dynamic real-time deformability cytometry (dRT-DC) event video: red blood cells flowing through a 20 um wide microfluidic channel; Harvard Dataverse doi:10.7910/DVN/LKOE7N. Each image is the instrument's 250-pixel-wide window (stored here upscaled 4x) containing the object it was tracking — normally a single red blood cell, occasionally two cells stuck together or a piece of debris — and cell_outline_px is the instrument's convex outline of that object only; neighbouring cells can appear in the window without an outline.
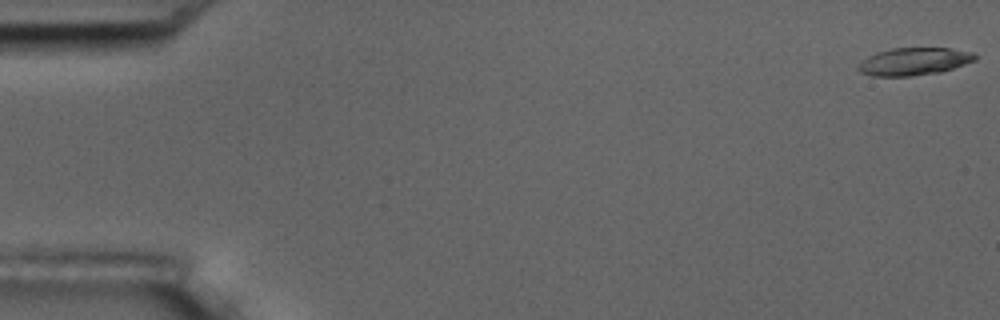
{"species": "common noctule bat (a hibernating species)", "species_latin": "Nyctalus noctula", "temperature_condition": "room temperature", "stored_images_in_passage": 5, "camera_frame_rate_fps": 3000, "um_per_image_px": 0.085, "animal": {"sex": "male", "body_mass_g": 17.5, "forearm_length_mm": 52.3}, "frame": {"image": 1, "passage_image": 1, "time_ms": 0.0, "image_size_px": [1000, 320], "cell_outline_px": [[976, 60], [940, 72], [912, 76], [872, 76], [860, 72], [856, 68], [856, 64], [868, 56], [876, 52], [892, 48], [948, 48], [972, 52], [976, 56]], "centroid_in_image_um": [77.63, 5.22], "position_along_channel_um": 7.4, "area_um2": 18.79}}